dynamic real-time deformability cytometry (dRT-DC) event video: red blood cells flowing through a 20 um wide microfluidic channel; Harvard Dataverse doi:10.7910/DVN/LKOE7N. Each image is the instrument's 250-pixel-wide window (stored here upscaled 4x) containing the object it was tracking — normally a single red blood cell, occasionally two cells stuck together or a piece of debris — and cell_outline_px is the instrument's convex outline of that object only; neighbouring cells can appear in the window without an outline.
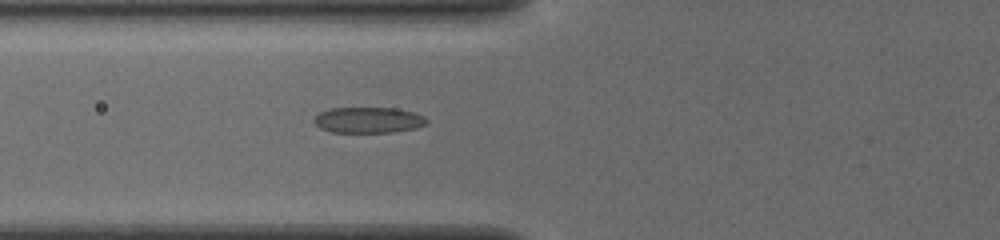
{"species": "common noctule bat (a hibernating species)", "species_latin": "Nyctalus noctula", "temperature_condition": "cold", "stored_images_in_passage": 37, "camera_frame_rate_fps": 3000, "um_per_image_px": 0.085, "animal": {"sex": "female", "body_mass_g": 19.5, "forearm_length_mm": 54.1}, "frame": {"image": 1, "passage_image": 5, "time_ms": 1.333, "image_size_px": [1000, 240], "cell_outline_px": [[428, 124], [416, 128], [392, 132], [332, 132], [320, 128], [312, 120], [320, 112], [328, 108], [396, 108], [412, 112], [424, 116], [428, 120]], "centroid_in_image_um": [31.32, 10.2], "position_along_channel_um": 94.5, "area_um2": 16.99}}
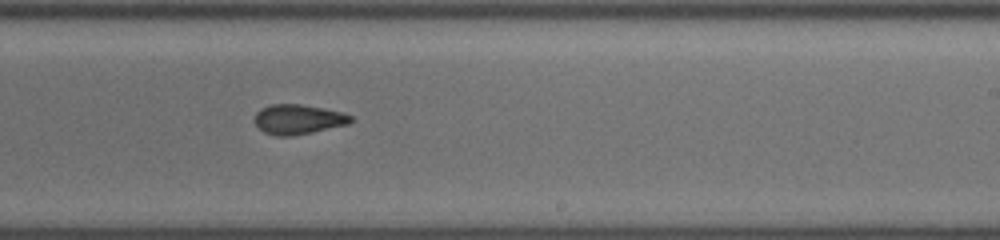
{"frame": {"image": 2, "passage_image": 18, "time_ms": 5.667, "image_size_px": [1000, 240], "cell_outline_px": [[352, 120], [348, 124], [312, 132], [292, 136], [276, 136], [264, 132], [256, 124], [256, 112], [260, 108], [272, 104], [300, 104], [324, 108], [344, 112], [352, 116]], "centroid_in_image_um": [25.36, 10.14], "position_along_channel_um": 263.6, "area_um2": 16.65}}
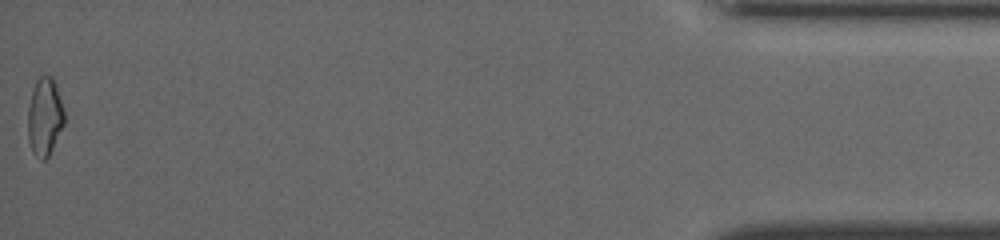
{"frame": {"image": 3, "passage_image": 37, "time_ms": 12.0, "image_size_px": [1000, 240], "cell_outline_px": [[64, 124], [48, 156], [44, 160], [40, 160], [36, 156], [28, 140], [28, 108], [32, 88], [36, 80], [40, 76], [52, 76], [56, 84], [64, 108]], "centroid_in_image_um": [3.8, 9.89], "position_along_channel_um": 431.4, "area_um2": 16.53}, "authors_computed_cell_mechanics": {"area_um2": 16.6464, "velocity_mm_per_s": 3.9097, "shape_relaxation_time_tau1_ms": 4.1855, "shape_relaxation_time_tau2_ms": 1.8712, "deformation_change_tau1": 0.1365, "deformation_change_tau2": 0.0782}}